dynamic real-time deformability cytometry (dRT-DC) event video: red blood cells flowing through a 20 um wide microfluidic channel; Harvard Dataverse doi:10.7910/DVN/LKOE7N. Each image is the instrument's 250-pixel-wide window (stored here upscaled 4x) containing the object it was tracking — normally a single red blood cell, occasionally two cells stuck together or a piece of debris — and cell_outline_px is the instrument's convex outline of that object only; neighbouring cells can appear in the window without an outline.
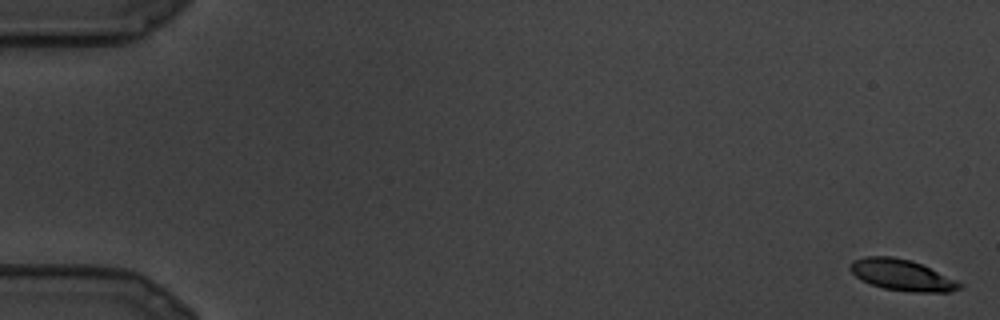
{"species": "common noctule bat (a hibernating species)", "species_latin": "Nyctalus noctula", "temperature_condition": "cold", "stored_images_in_passage": 18, "camera_frame_rate_fps": 3000, "um_per_image_px": 0.085, "animal": {"sex": "male", "body_mass_g": 19.5, "forearm_length_mm": 54.6}, "frame": {"image": 1, "passage_image": 1, "time_ms": 0.0, "image_size_px": [1000, 320], "cell_outline_px": [[964, 284], [960, 288], [948, 292], [912, 292], [884, 288], [872, 284], [856, 276], [848, 268], [848, 264], [852, 260], [864, 256], [892, 256], [912, 260], [956, 280]], "centroid_in_image_um": [76.64, 23.36], "position_along_channel_um": 8.4, "area_um2": 19.77}}
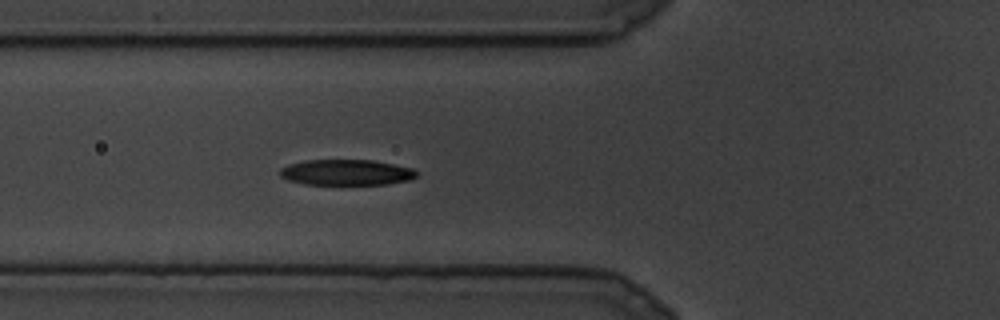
{"frame": {"image": 2, "passage_image": 11, "time_ms": 3.333, "image_size_px": [1000, 320], "cell_outline_px": [[416, 176], [408, 180], [384, 184], [304, 184], [288, 180], [280, 176], [280, 168], [288, 164], [304, 160], [372, 160], [412, 168], [416, 172]], "centroid_in_image_um": [29.38, 14.65], "position_along_channel_um": 96.4, "area_um2": 20.29}}
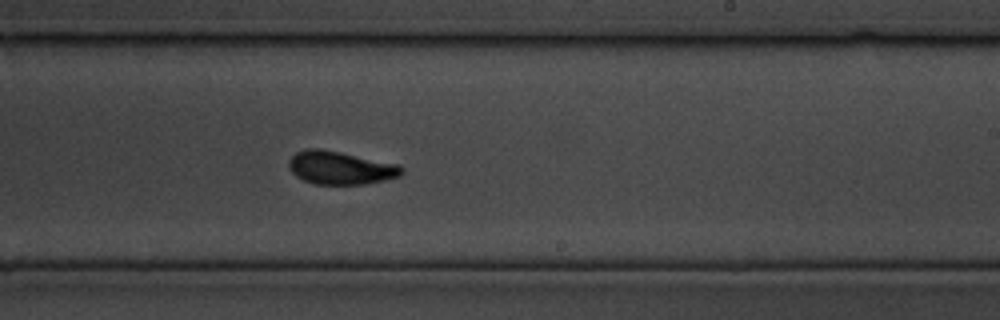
{"frame": {"image": 3, "passage_image": 18, "time_ms": 5.667, "image_size_px": [1000, 320], "cell_outline_px": [[404, 172], [400, 176], [384, 180], [364, 184], [316, 184], [304, 180], [296, 176], [292, 172], [288, 164], [288, 160], [296, 152], [304, 148], [320, 148], [400, 164], [404, 168]], "centroid_in_image_um": [28.95, 14.25], "position_along_channel_um": 260.1, "area_um2": 21.91}}